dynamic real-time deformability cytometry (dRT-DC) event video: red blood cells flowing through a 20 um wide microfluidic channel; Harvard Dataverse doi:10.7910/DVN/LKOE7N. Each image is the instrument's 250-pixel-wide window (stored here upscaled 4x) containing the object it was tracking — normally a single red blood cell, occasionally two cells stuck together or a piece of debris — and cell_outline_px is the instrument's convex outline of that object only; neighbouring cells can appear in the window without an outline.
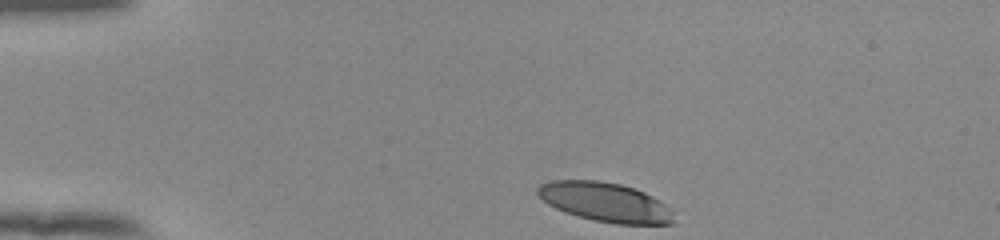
{"species": "human", "species_latin": "Homo sapiens", "temperature_condition": "room temperature", "stored_images_in_passage": 36, "camera_frame_rate_fps": 3000, "um_per_image_px": 0.085, "donor": {"sex": "female"}, "frame": {"image": 1, "passage_image": 1, "time_ms": 0.0, "image_size_px": [1000, 240], "cell_outline_px": [[676, 224], [616, 224], [592, 220], [564, 212], [548, 204], [536, 192], [536, 188], [540, 184], [552, 180], [600, 180], [620, 184], [636, 188], [660, 200], [672, 208]], "centroid_in_image_um": [51.49, 17.18], "position_along_channel_um": 33.5, "area_um2": 31.56}}
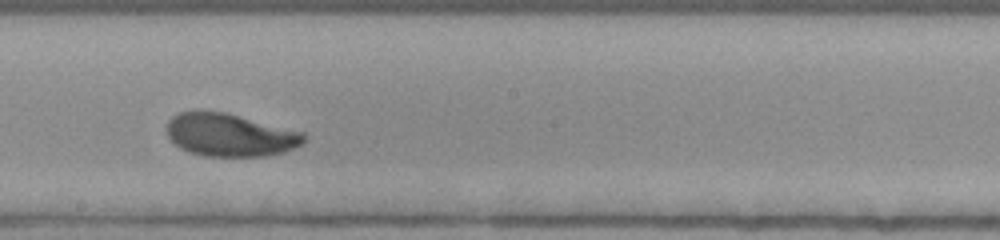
{"frame": {"image": 2, "passage_image": 21, "time_ms": 6.667, "image_size_px": [1000, 240], "cell_outline_px": [[304, 140], [300, 144], [284, 152], [264, 156], [204, 156], [188, 152], [180, 148], [168, 136], [168, 120], [172, 116], [180, 112], [228, 112], [304, 132]], "centroid_in_image_um": [19.55, 11.47], "position_along_channel_um": 228.6, "area_um2": 34.04}}
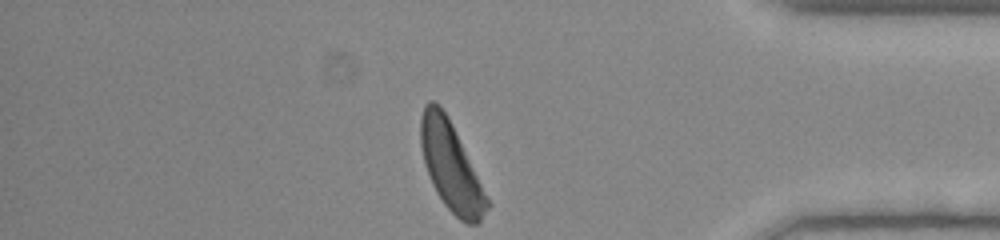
{"frame": {"image": 3, "passage_image": 36, "time_ms": 11.667, "image_size_px": [1000, 240], "cell_outline_px": [[492, 204], [480, 220], [476, 224], [468, 224], [460, 220], [444, 204], [436, 192], [432, 184], [424, 164], [420, 144], [420, 116], [424, 104], [428, 100], [432, 100], [440, 104], [448, 116]], "centroid_in_image_um": [38.32, 14.13], "position_along_channel_um": 396.9, "area_um2": 34.33}, "authors_computed_cell_mechanics": {"area_um2": 34.4777, "velocity_mm_per_s": 3.8561, "shape_relaxation_time_tau1_ms": 3.2651, "shape_relaxation_time_tau2_ms": 2.8548, "deformation_change_tau1": 0.1611, "deformation_change_tau2": 0.091}}